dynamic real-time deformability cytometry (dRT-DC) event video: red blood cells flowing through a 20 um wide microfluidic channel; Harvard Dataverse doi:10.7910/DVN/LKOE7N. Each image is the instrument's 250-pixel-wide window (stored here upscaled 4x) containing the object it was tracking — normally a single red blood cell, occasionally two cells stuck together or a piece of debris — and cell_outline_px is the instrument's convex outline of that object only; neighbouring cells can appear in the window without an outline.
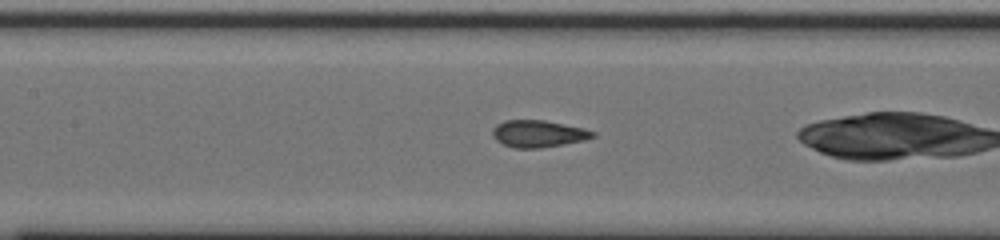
{"species": "common noctule bat (a hibernating species)", "species_latin": "Nyctalus noctula", "temperature_condition": "cold", "stored_images_in_passage": 32, "camera_frame_rate_fps": 3000, "um_per_image_px": 0.085, "animal": {"sex": "male", "body_mass_g": 20.0, "forearm_length_mm": 53.3}, "frame": {"image": 1, "passage_image": 14, "time_ms": 4.333, "image_size_px": [1000, 240], "cell_outline_px": [[596, 136], [584, 140], [564, 144], [540, 148], [516, 148], [504, 144], [496, 140], [492, 136], [492, 128], [496, 124], [504, 120], [544, 120], [584, 128], [596, 132]], "centroid_in_image_um": [45.74, 11.36], "position_along_channel_um": 161.7, "area_um2": 15.84}, "authors_computed_cell_mechanics": {"area_um2": 15.9528, "velocity_mm_per_s": 3.7644, "shape_relaxation_time_tau1_ms": 5.6347, "shape_relaxation_time_tau2_ms": 1.0944, "deformation_change_tau1": 0.1491, "deformation_change_tau2": 0.043}}